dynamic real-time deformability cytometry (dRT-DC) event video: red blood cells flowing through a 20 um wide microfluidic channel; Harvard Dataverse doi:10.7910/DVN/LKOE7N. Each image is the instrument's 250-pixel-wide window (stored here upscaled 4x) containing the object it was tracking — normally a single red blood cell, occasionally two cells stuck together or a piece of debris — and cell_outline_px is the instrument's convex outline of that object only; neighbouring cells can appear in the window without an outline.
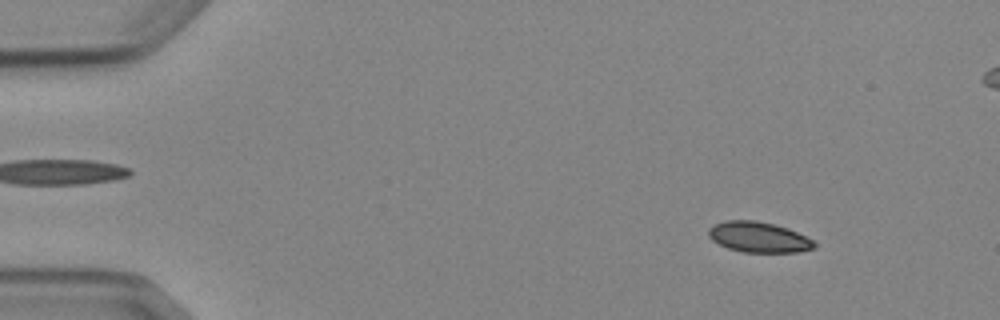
{"species": "Egyptian fruit bat (a non-hibernating species)", "species_latin": "Rousettus aegyptiacus", "temperature_condition": "cold", "stored_images_in_passage": 4, "segment_of_instrument_passage": [1, 2], "camera_frame_rate_fps": 3000, "um_per_image_px": 0.085, "animal": {"sex": "female"}, "frame": {"image": 1, "passage_image": 1, "time_ms": 0.0, "image_size_px": [1000, 320], "cell_outline_px": [[816, 248], [796, 252], [744, 252], [728, 248], [712, 240], [708, 236], [708, 228], [712, 224], [724, 220], [756, 220], [788, 228], [812, 240], [816, 244]], "centroid_in_image_um": [64.44, 20.15], "position_along_channel_um": 20.6, "area_um2": 18.79}}